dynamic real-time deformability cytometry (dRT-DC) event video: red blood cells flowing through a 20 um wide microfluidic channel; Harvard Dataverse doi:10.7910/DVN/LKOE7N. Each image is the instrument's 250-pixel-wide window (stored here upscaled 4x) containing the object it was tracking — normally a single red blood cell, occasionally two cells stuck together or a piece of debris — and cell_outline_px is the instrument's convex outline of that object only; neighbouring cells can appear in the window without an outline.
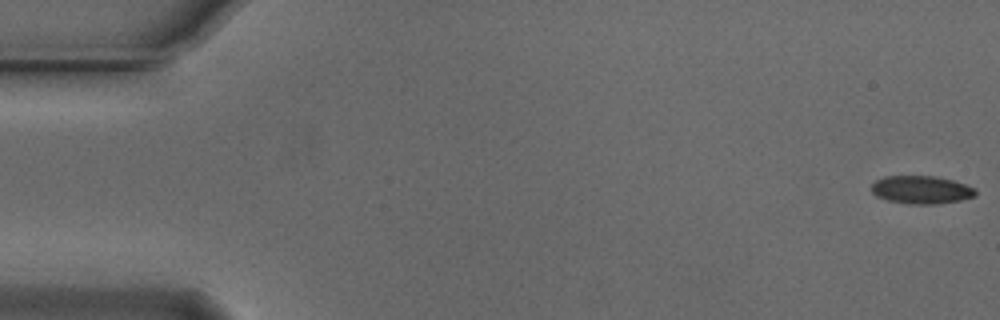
{"species": "Egyptian fruit bat (a non-hibernating species)", "species_latin": "Rousettus aegyptiacus", "temperature_condition": "cold", "stored_images_in_passage": 55, "camera_frame_rate_fps": 3000, "um_per_image_px": 0.085, "animal": {"sex": "male"}, "frame": {"image": 1, "passage_image": 1, "time_ms": 0.0, "image_size_px": [1000, 320], "cell_outline_px": [[976, 196], [960, 200], [936, 204], [908, 204], [888, 200], [876, 196], [872, 192], [872, 184], [876, 180], [884, 176], [936, 176], [952, 180], [976, 188]], "centroid_in_image_um": [78.31, 16.13], "position_along_channel_um": 6.7, "area_um2": 16.99}}
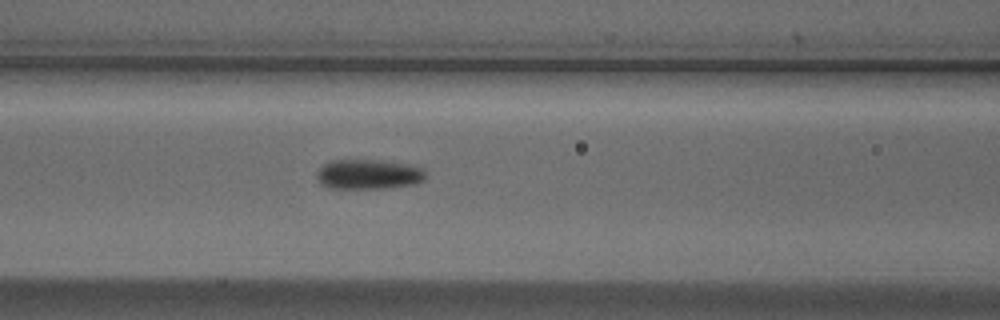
{"frame": {"image": 2, "passage_image": 23, "time_ms": 7.333, "image_size_px": [1000, 320], "cell_outline_px": [[428, 176], [424, 180], [416, 184], [384, 188], [328, 188], [316, 176], [316, 172], [324, 164], [332, 160], [380, 160], [416, 164], [424, 168]], "centroid_in_image_um": [31.43, 14.8], "position_along_channel_um": 135.2, "area_um2": 19.25}}
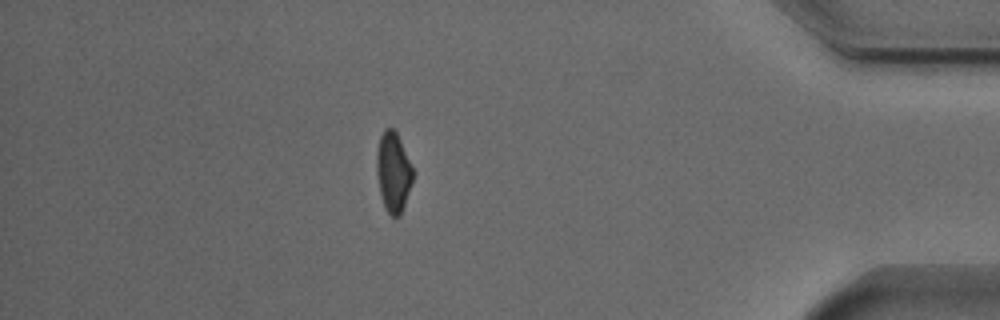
{"frame": {"image": 3, "passage_image": 48, "time_ms": 15.667, "image_size_px": [1000, 320], "cell_outline_px": [[412, 180], [400, 216], [392, 216], [388, 212], [384, 204], [380, 192], [376, 168], [376, 156], [380, 136], [384, 128], [392, 128], [396, 132], [400, 140], [412, 168]], "centroid_in_image_um": [33.4, 14.6], "position_along_channel_um": 401.8, "area_um2": 16.3}, "authors_computed_cell_mechanics": {"area_um2": 17.8602, "velocity_mm_per_s": 3.7436, "shape_relaxation_time_tau1_ms": 5.1273, "shape_relaxation_time_tau2_ms": null, "deformation_change_tau1": 0.1256, "deformation_change_tau2": null}}